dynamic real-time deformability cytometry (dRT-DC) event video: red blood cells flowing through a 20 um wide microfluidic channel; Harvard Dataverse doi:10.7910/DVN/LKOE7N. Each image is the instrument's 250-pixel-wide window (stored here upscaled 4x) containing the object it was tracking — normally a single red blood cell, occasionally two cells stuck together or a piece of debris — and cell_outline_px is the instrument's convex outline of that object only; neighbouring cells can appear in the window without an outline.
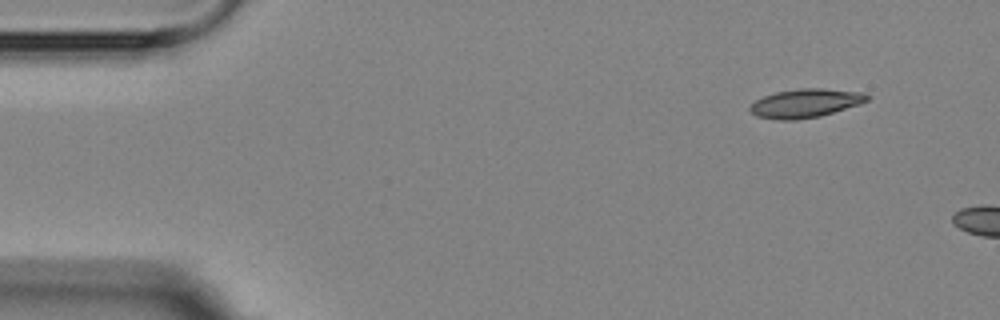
{"species": "Egyptian fruit bat (a non-hibernating species)", "species_latin": "Rousettus aegyptiacus", "temperature_condition": "room temperature", "stored_images_in_passage": 3, "camera_frame_rate_fps": 3000, "um_per_image_px": 0.085, "animal": {"sex": "female"}, "frame": {"image": 1, "passage_image": 1, "time_ms": 0.0, "image_size_px": [1000, 320], "cell_outline_px": [[868, 100], [860, 104], [820, 116], [796, 120], [776, 120], [756, 116], [748, 108], [756, 100], [764, 96], [776, 92], [800, 88], [824, 88], [864, 92], [868, 96]], "centroid_in_image_um": [68.46, 8.77], "position_along_channel_um": 16.5, "area_um2": 19.59}}